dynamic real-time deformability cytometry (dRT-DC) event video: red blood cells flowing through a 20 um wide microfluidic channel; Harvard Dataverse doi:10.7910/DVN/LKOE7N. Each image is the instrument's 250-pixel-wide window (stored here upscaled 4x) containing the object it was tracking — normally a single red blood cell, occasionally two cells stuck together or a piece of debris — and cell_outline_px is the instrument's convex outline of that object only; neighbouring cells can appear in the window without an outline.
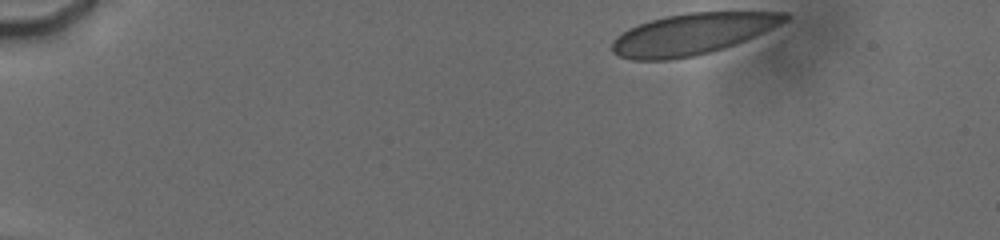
{"species": "human", "species_latin": "Homo sapiens", "temperature_condition": "cold", "stored_images_in_passage": 12, "camera_frame_rate_fps": 3000, "um_per_image_px": 0.085, "donor": {"sex": "male"}, "frame": {"image": 1, "passage_image": 1, "time_ms": 0.0, "image_size_px": [1000, 240], "cell_outline_px": [[792, 16], [788, 20], [764, 32], [736, 44], [724, 48], [692, 56], [668, 60], [632, 60], [620, 56], [612, 52], [612, 40], [616, 36], [628, 28], [664, 16], [688, 12], [788, 12]], "centroid_in_image_um": [58.85, 2.88], "position_along_channel_um": 26.2, "area_um2": 41.44}}
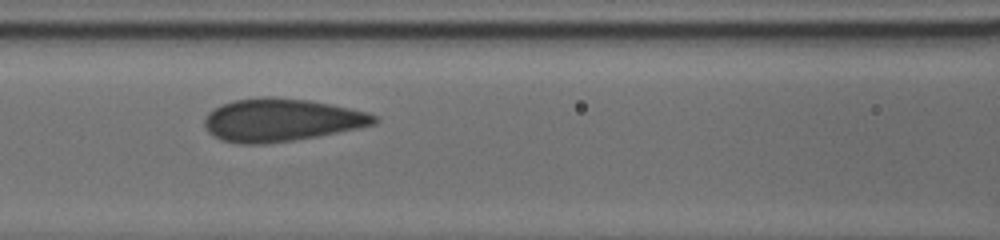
{"frame": {"image": 2, "passage_image": 9, "time_ms": 6.0, "image_size_px": [1000, 240], "cell_outline_px": [[376, 124], [316, 136], [268, 144], [240, 144], [220, 140], [208, 132], [204, 124], [204, 120], [208, 112], [220, 104], [232, 100], [260, 96], [272, 96], [308, 100], [348, 108], [364, 112], [376, 116]], "centroid_in_image_um": [23.81, 10.19], "position_along_channel_um": 142.8, "area_um2": 42.19}}
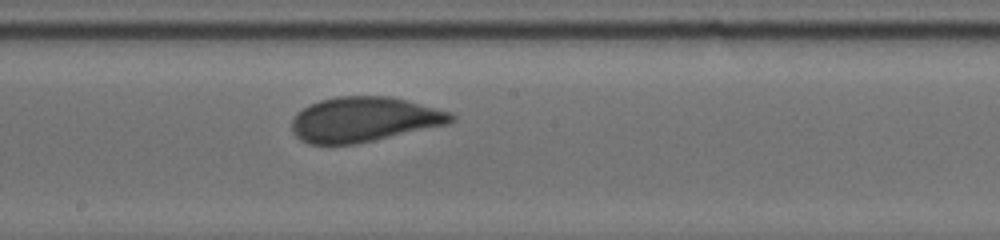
{"frame": {"image": 3, "passage_image": 12, "time_ms": 8.0, "image_size_px": [1000, 240], "cell_outline_px": [[456, 120], [448, 124], [356, 144], [308, 144], [300, 140], [292, 132], [292, 120], [296, 112], [308, 104], [320, 100], [336, 96], [392, 96], [452, 112], [456, 116]], "centroid_in_image_um": [30.94, 10.14], "position_along_channel_um": 217.3, "area_um2": 42.02}}